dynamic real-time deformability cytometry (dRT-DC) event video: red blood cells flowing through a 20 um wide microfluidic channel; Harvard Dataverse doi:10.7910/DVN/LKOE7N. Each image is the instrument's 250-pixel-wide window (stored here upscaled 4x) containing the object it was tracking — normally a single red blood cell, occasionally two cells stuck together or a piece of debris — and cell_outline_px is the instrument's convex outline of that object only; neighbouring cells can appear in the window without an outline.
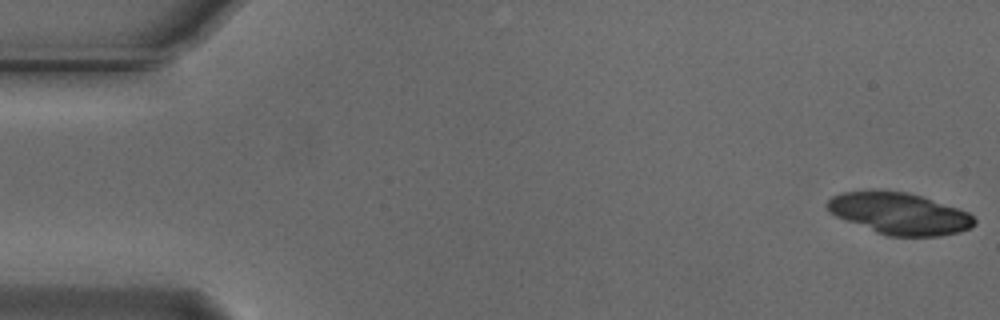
{"species": "Egyptian fruit bat (a non-hibernating species)", "species_latin": "Rousettus aegyptiacus", "temperature_condition": "cold", "stored_images_in_passage": 20, "camera_frame_rate_fps": 3000, "um_per_image_px": 0.085, "animal": {"sex": "male"}, "frame": {"image": 1, "passage_image": 1, "time_ms": 0.0, "image_size_px": [1000, 320], "cell_outline_px": [[976, 224], [960, 232], [940, 236], [888, 236], [876, 232], [836, 216], [828, 212], [824, 204], [832, 196], [840, 192], [872, 188], [908, 192], [968, 212], [976, 220]], "centroid_in_image_um": [76.37, 18.12], "position_along_channel_um": 8.6, "area_um2": 36.07}}